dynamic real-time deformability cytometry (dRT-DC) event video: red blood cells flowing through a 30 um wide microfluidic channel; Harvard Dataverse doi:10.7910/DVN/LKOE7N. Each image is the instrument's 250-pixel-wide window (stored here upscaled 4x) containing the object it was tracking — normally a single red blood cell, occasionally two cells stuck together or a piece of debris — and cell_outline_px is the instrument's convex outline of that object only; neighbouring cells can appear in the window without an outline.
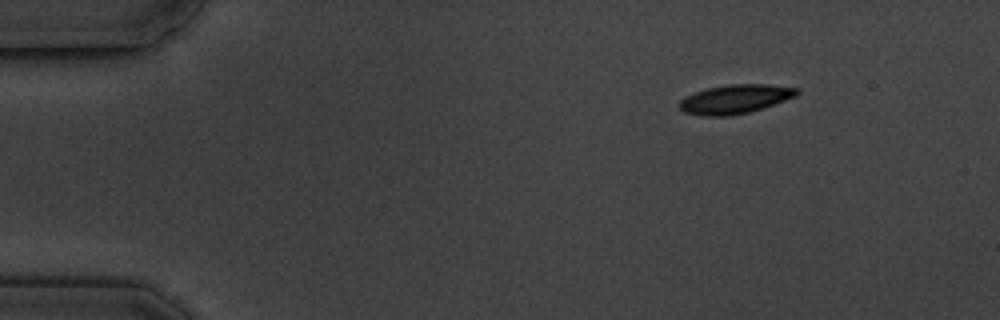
{"species": "common noctule bat (a hibernating species)", "species_latin": "Nyctalus noctula", "temperature_condition": "cold", "stored_images_in_passage": 5, "camera_frame_rate_fps": 3000, "um_per_image_px": 0.085, "animal": {"sex": "male", "body_mass_g": 19.5, "forearm_length_mm": 54.6}, "frame": {"image": 1, "passage_image": 5, "time_ms": 5.667, "image_size_px": [1000, 320], "cell_outline_px": [[800, 92], [796, 96], [748, 112], [728, 116], [700, 116], [684, 112], [680, 108], [680, 100], [696, 92], [708, 88], [728, 84], [768, 84], [800, 88]], "centroid_in_image_um": [62.5, 8.41], "position_along_channel_um": 22.5, "area_um2": 19.59}}